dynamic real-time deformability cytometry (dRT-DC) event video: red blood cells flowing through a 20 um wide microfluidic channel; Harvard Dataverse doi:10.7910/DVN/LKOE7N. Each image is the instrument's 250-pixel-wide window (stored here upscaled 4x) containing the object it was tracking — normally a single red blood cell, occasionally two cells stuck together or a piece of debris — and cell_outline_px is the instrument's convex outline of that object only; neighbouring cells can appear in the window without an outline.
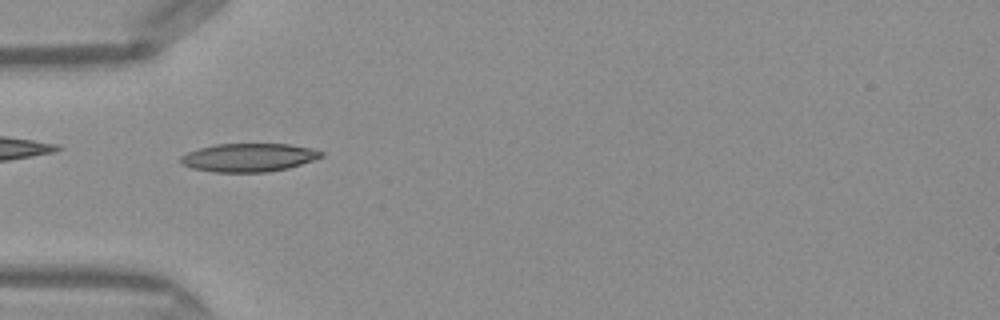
{"species": "Egyptian fruit bat (a non-hibernating species)", "species_latin": "Rousettus aegyptiacus", "temperature_condition": "warm", "stored_images_in_passage": 42, "camera_frame_rate_fps": 3000, "um_per_image_px": 0.085, "frame": {"image": 1, "passage_image": 9, "time_ms": 2.667, "image_size_px": [1000, 320], "cell_outline_px": [[324, 156], [288, 168], [268, 172], [216, 172], [192, 168], [180, 164], [180, 156], [188, 152], [200, 148], [216, 144], [292, 144], [312, 148], [324, 152]], "centroid_in_image_um": [21.15, 13.38], "position_along_channel_um": 63.9, "area_um2": 23.24}}
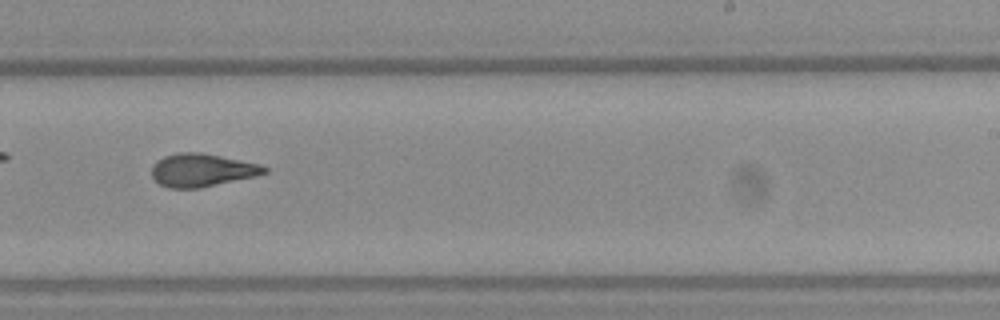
{"frame": {"image": 2, "passage_image": 24, "time_ms": 7.667, "image_size_px": [1000, 320], "cell_outline_px": [[268, 172], [256, 176], [200, 188], [168, 188], [160, 184], [152, 176], [152, 164], [156, 160], [164, 156], [176, 152], [200, 152], [260, 164], [268, 168]], "centroid_in_image_um": [17.15, 14.46], "position_along_channel_um": 271.9, "area_um2": 21.73}}
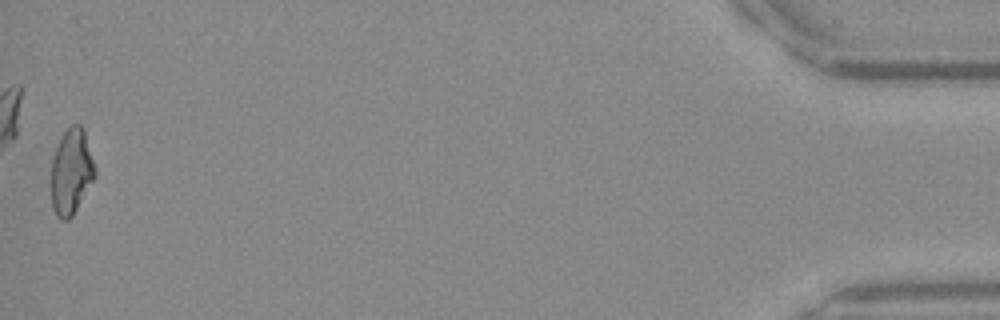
{"frame": {"image": 3, "passage_image": 42, "time_ms": 13.667, "image_size_px": [1000, 320], "cell_outline_px": [[96, 176], [72, 216], [68, 220], [60, 220], [56, 216], [52, 208], [52, 160], [56, 148], [64, 132], [72, 124], [80, 124], [84, 128], [96, 168]], "centroid_in_image_um": [6.08, 14.59], "position_along_channel_um": 429.1, "area_um2": 21.85}, "authors_computed_cell_mechanics": {"area_um2": 21.7617, "velocity_mm_per_s": 4.1693, "shape_relaxation_time_tau1_ms": null, "shape_relaxation_time_tau2_ms": 1.6321, "deformation_change_tau1": null, "deformation_change_tau2": 0.08}}